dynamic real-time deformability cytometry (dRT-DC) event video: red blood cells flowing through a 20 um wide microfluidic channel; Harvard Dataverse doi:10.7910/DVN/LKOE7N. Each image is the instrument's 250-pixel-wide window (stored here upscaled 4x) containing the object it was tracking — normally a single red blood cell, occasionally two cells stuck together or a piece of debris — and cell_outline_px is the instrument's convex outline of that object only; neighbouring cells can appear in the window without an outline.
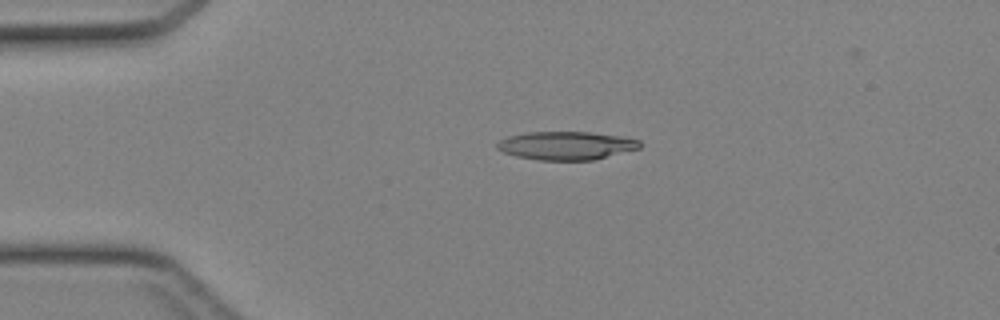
{"species": "Egyptian fruit bat (a non-hibernating species)", "species_latin": "Rousettus aegyptiacus", "temperature_condition": "cold", "stored_images_in_passage": 35, "camera_frame_rate_fps": 3000, "um_per_image_px": 0.085, "animal": {"sex": "female"}, "frame": {"image": 1, "passage_image": 1, "time_ms": 0.0, "image_size_px": [1000, 320], "cell_outline_px": [[640, 148], [592, 160], [540, 160], [516, 156], [504, 152], [496, 148], [496, 144], [500, 140], [508, 136], [528, 132], [588, 132], [624, 136], [640, 140]], "centroid_in_image_um": [48.13, 12.37], "position_along_channel_um": 36.9, "area_um2": 23.47}}
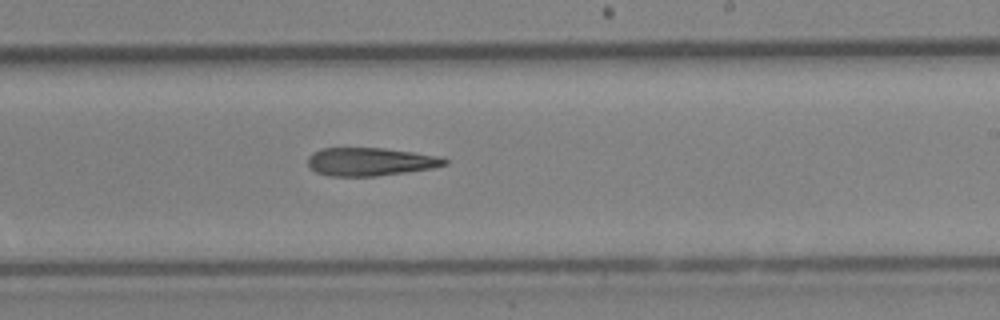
{"frame": {"image": 2, "passage_image": 18, "time_ms": 5.667, "image_size_px": [1000, 320], "cell_outline_px": [[448, 164], [432, 168], [376, 176], [328, 176], [316, 172], [308, 164], [308, 156], [312, 152], [320, 148], [384, 148], [444, 156], [448, 160]], "centroid_in_image_um": [31.49, 13.73], "position_along_channel_um": 257.5, "area_um2": 22.6}}
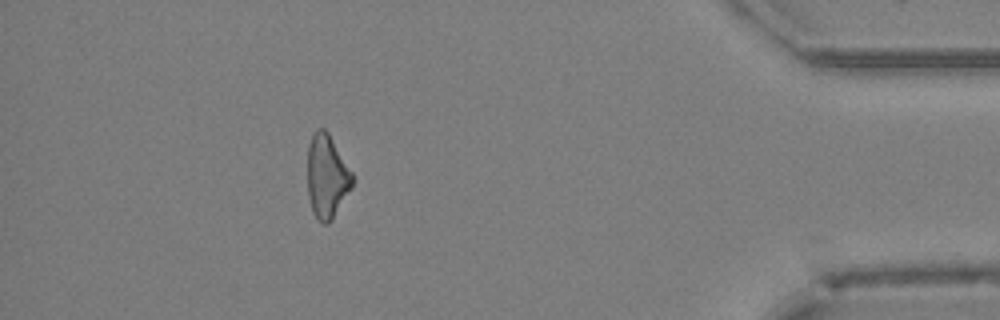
{"frame": {"image": 3, "passage_image": 31, "time_ms": 10.0, "image_size_px": [1000, 320], "cell_outline_px": [[352, 188], [332, 220], [328, 224], [324, 224], [312, 212], [308, 196], [308, 144], [316, 128], [324, 128], [328, 132], [352, 172]], "centroid_in_image_um": [27.78, 15.0], "position_along_channel_um": 407.4, "area_um2": 21.79}}